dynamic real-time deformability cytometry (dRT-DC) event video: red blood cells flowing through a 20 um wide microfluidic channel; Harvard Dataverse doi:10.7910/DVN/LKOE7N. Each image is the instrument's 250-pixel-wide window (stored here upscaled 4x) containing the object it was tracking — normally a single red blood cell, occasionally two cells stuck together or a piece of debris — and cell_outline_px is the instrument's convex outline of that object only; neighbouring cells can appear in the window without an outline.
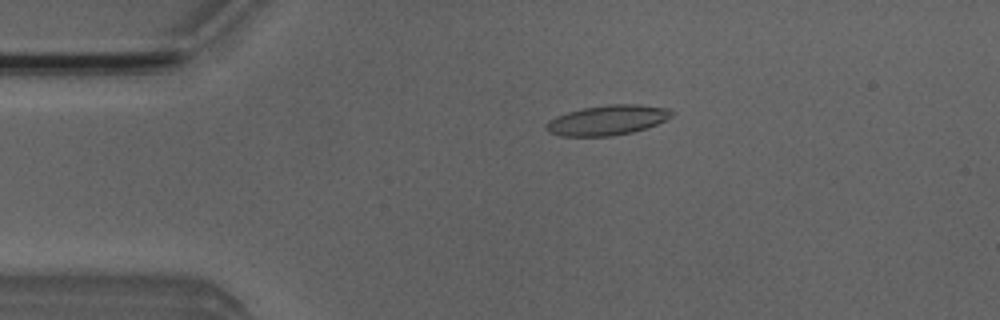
{"species": "Egyptian fruit bat (a non-hibernating species)", "species_latin": "Rousettus aegyptiacus", "temperature_condition": "room temperature", "stored_images_in_passage": 4, "camera_frame_rate_fps": 3000, "um_per_image_px": 0.085, "animal": {"sex": "male"}, "frame": {"image": 1, "passage_image": 3, "time_ms": 2.333, "image_size_px": [1000, 320], "cell_outline_px": [[672, 116], [656, 124], [632, 132], [612, 136], [560, 136], [548, 132], [544, 128], [548, 120], [556, 116], [580, 108], [608, 104], [636, 104], [668, 108], [672, 112]], "centroid_in_image_um": [51.57, 10.21], "position_along_channel_um": 33.4, "area_um2": 21.91}}